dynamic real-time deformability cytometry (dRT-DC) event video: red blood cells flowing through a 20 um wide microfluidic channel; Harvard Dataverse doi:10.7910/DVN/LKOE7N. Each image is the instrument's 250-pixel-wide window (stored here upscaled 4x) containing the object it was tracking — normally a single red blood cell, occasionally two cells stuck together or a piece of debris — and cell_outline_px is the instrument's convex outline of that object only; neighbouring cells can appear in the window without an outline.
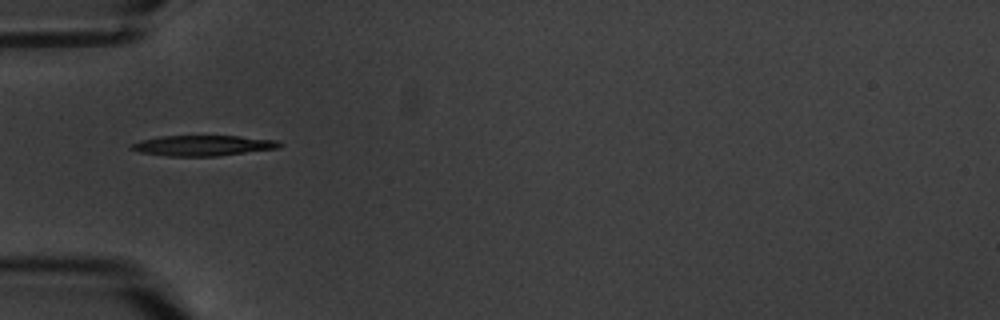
{"species": "common noctule bat (a hibernating species)", "species_latin": "Nyctalus noctula", "temperature_condition": "warm", "stored_images_in_passage": 11, "camera_frame_rate_fps": 3000, "um_per_image_px": 0.085, "animal": {"sex": "male", "body_mass_g": 20.1, "forearm_length_mm": 53.5}, "frame": {"image": 1, "passage_image": 1, "time_ms": 0.0, "image_size_px": [1000, 320], "cell_outline_px": [[284, 144], [280, 148], [216, 156], [168, 156], [140, 152], [128, 148], [132, 144], [140, 140], [160, 136], [236, 136], [276, 140]], "centroid_in_image_um": [17.25, 12.37], "position_along_channel_um": 67.7, "area_um2": 17.63}}
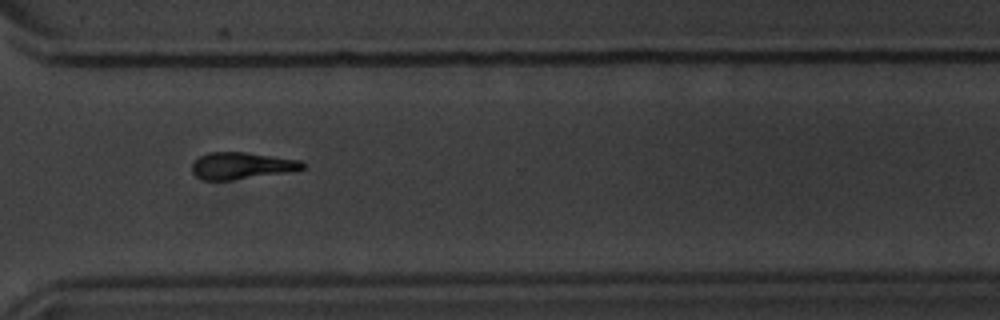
{"frame": {"image": 2, "passage_image": 8, "time_ms": 8.333, "image_size_px": [1000, 320], "cell_outline_px": [[304, 168], [284, 172], [232, 180], [204, 180], [196, 176], [192, 172], [192, 164], [200, 156], [208, 152], [244, 152], [300, 160], [304, 164]], "centroid_in_image_um": [20.48, 14.08], "position_along_channel_um": 350.1, "area_um2": 16.94}}
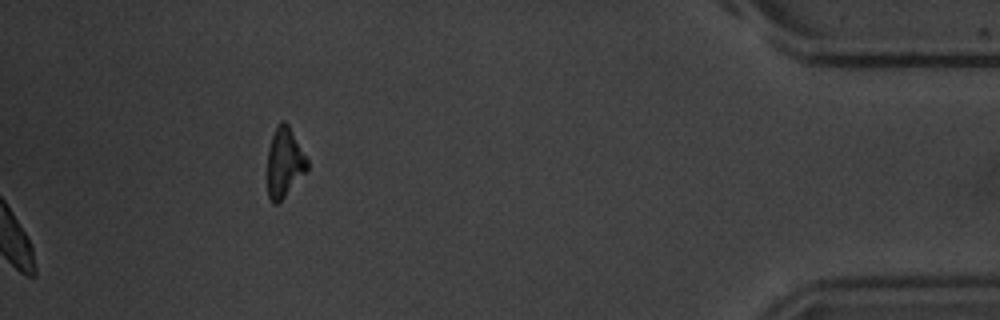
{"frame": {"image": 3, "passage_image": 10, "time_ms": 11.667, "image_size_px": [1000, 320], "cell_outline_px": [[308, 168], [284, 196], [276, 204], [272, 204], [268, 196], [268, 148], [276, 124], [280, 120], [284, 120], [288, 124], [308, 160]], "centroid_in_image_um": [24.16, 13.77], "position_along_channel_um": 411.0, "area_um2": 15.9}, "authors_computed_cell_mechanics": {"area_um2": 17.629, "velocity_mm_per_s": 3.3887, "shape_relaxation_time_tau1_ms": 1.9361, "shape_relaxation_time_tau2_ms": 6.2341, "deformation_change_tau1": 0.1179, "deformation_change_tau2": 0.1622}}